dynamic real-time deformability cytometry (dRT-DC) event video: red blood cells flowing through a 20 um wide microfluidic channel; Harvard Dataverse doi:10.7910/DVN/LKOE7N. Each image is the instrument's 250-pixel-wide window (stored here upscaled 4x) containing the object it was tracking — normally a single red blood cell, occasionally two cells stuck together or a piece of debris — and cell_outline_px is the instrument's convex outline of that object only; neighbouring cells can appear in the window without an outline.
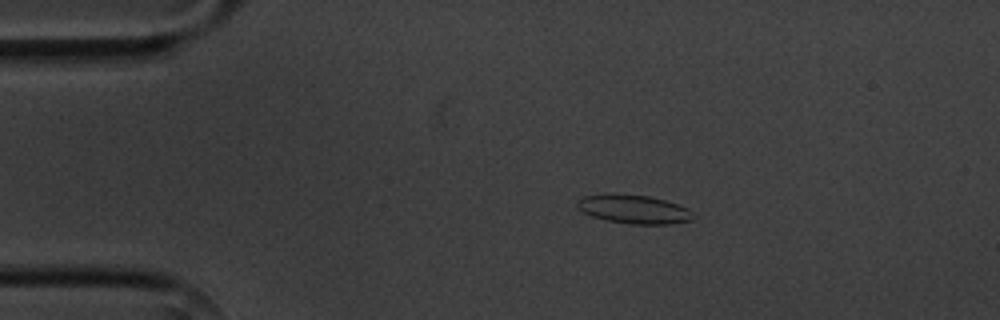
{"species": "common noctule bat (a hibernating species)", "species_latin": "Nyctalus noctula", "temperature_condition": "cold", "stored_images_in_passage": 7, "camera_frame_rate_fps": 3000, "um_per_image_px": 0.085, "animal": {"sex": "male", "body_mass_g": 20.1, "forearm_length_mm": 53.5}, "frame": {"image": 1, "passage_image": 3, "time_ms": 2.333, "image_size_px": [1000, 320], "cell_outline_px": [[692, 220], [668, 224], [632, 224], [608, 220], [592, 216], [584, 212], [576, 204], [576, 200], [580, 196], [648, 196], [680, 204], [688, 208], [692, 212]], "centroid_in_image_um": [53.93, 17.81], "position_along_channel_um": 31.1, "area_um2": 18.61}}
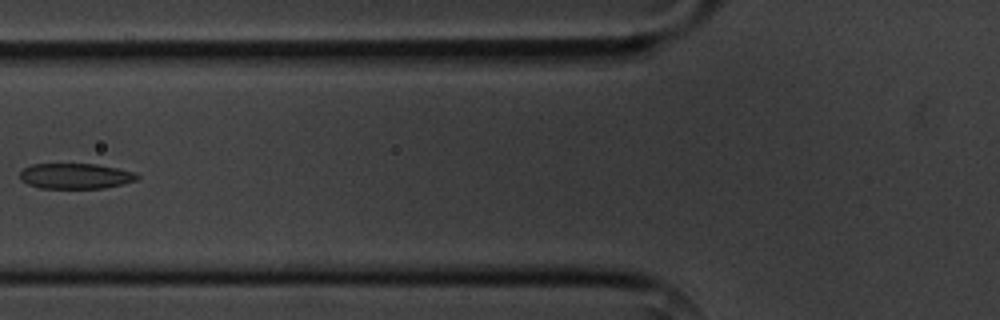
{"frame": {"image": 2, "passage_image": 6, "time_ms": 6.0, "image_size_px": [1000, 320], "cell_outline_px": [[140, 176], [136, 180], [104, 188], [40, 188], [28, 184], [20, 180], [20, 172], [24, 168], [32, 164], [96, 164], [136, 172]], "centroid_in_image_um": [6.4, 14.96], "position_along_channel_um": 119.4, "area_um2": 17.34}}
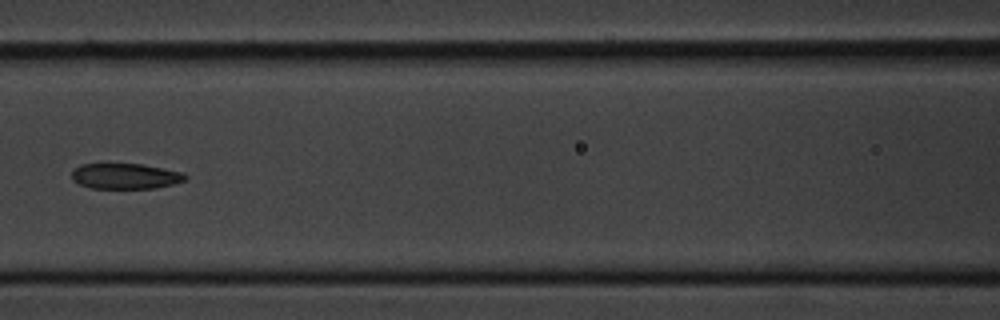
{"frame": {"image": 3, "passage_image": 7, "time_ms": 7.0, "image_size_px": [1000, 320], "cell_outline_px": [[188, 176], [184, 180], [172, 184], [152, 188], [92, 188], [80, 184], [72, 180], [72, 172], [80, 164], [104, 160], [140, 164], [184, 172]], "centroid_in_image_um": [10.58, 14.91], "position_along_channel_um": 156.0, "area_um2": 17.57}}